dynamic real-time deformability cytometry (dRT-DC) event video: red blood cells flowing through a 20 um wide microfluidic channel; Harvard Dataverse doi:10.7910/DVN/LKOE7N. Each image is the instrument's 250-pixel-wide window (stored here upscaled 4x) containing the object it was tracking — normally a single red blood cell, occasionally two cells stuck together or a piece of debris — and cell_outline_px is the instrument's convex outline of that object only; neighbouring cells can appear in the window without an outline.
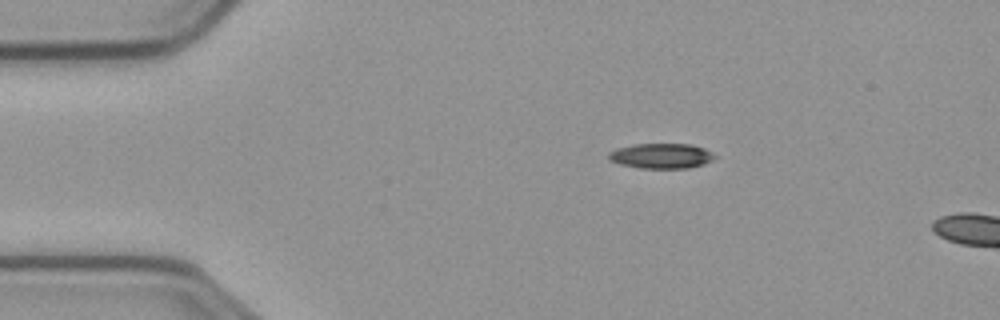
{"species": "common noctule bat (a hibernating species)", "species_latin": "Nyctalus noctula", "temperature_condition": "cold", "stored_images_in_passage": 4, "camera_frame_rate_fps": 3000, "um_per_image_px": 0.085, "animal": {"sex": "male", "body_mass_g": 23.1, "forearm_length_mm": 52.7}, "frame": {"image": 1, "passage_image": 1, "time_ms": 0.0, "image_size_px": [1000, 320], "cell_outline_px": [[716, 156], [712, 160], [704, 164], [688, 168], [640, 168], [620, 164], [608, 160], [608, 152], [616, 148], [632, 144], [692, 144], [704, 148], [712, 152]], "centroid_in_image_um": [56.19, 13.24], "position_along_channel_um": 28.8, "area_um2": 15.66}}